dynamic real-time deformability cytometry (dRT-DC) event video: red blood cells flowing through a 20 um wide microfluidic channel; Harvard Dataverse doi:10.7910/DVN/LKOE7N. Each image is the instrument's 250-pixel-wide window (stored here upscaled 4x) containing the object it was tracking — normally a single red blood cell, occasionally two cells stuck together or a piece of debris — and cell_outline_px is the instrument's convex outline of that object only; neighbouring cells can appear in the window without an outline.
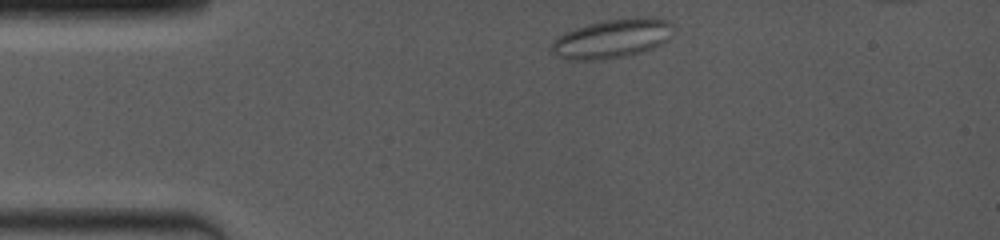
{"species": "common noctule bat (a hibernating species)", "species_latin": "Nyctalus noctula", "temperature_condition": "room temperature", "stored_images_in_passage": 9, "camera_frame_rate_fps": 4000, "um_per_image_px": 0.085, "animal": {"sex": "female", "body_mass_g": 19.0, "forearm_length_mm": 53.3}, "frame": {"image": 1, "passage_image": 1, "time_ms": 0.0, "image_size_px": [1000, 240], "cell_outline_px": [[672, 36], [668, 40], [652, 48], [628, 56], [596, 60], [568, 60], [556, 56], [548, 48], [552, 40], [576, 28], [588, 24], [608, 20], [644, 16], [648, 16], [668, 20], [672, 24]], "centroid_in_image_um": [52.03, 3.29], "position_along_channel_um": 33.0, "area_um2": 27.8}}
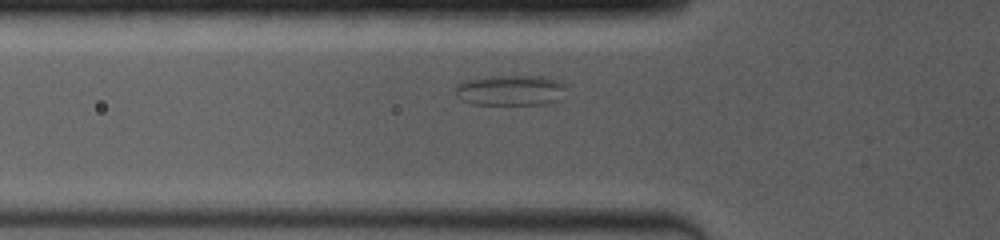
{"frame": {"image": 2, "passage_image": 7, "time_ms": 2.5, "image_size_px": [1000, 240], "cell_outline_px": [[564, 88], [556, 100], [544, 104], [472, 104], [460, 100], [456, 96], [456, 88], [460, 84], [472, 80], [492, 76], [544, 76], [560, 80], [564, 84]], "centroid_in_image_um": [43.39, 7.67], "position_along_channel_um": 82.4, "area_um2": 19.25}}
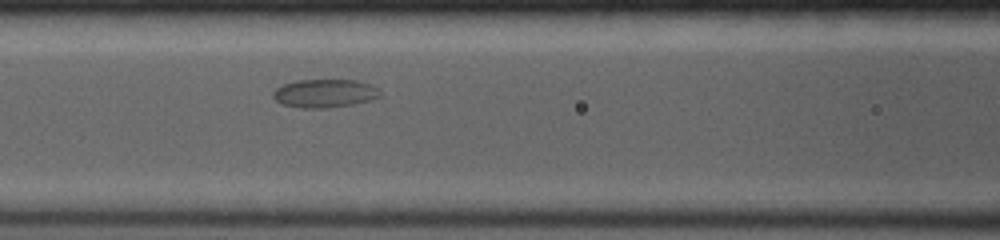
{"frame": {"image": 3, "passage_image": 9, "time_ms": 4.0, "image_size_px": [1000, 240], "cell_outline_px": [[380, 96], [372, 100], [352, 104], [328, 108], [304, 108], [284, 104], [276, 100], [272, 96], [272, 92], [276, 88], [284, 84], [296, 80], [356, 80], [368, 84], [376, 88], [380, 92]], "centroid_in_image_um": [27.58, 7.93], "position_along_channel_um": 139.0, "area_um2": 17.51}}